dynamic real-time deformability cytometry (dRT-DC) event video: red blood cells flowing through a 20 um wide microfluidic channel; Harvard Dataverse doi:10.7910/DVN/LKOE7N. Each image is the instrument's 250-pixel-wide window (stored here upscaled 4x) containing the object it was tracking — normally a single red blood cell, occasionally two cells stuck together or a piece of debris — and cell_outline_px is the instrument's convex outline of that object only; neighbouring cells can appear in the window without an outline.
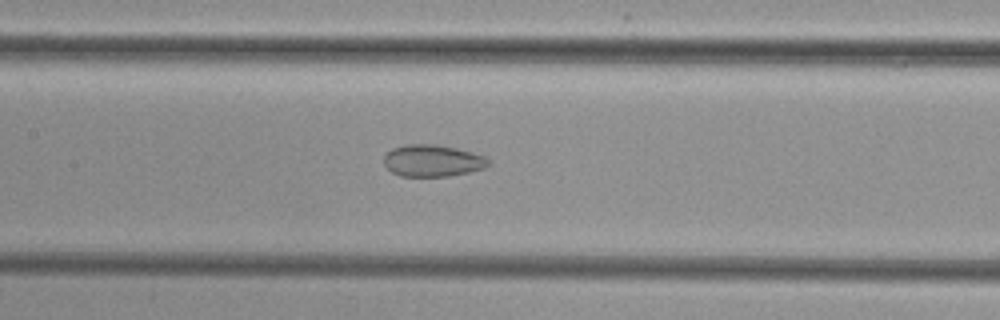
{"species": "common noctule bat (a hibernating species)", "species_latin": "Nyctalus noctula", "temperature_condition": "cold", "stored_images_in_passage": 48, "camera_frame_rate_fps": 3000, "um_per_image_px": 0.085, "animal": {"sex": "female", "body_mass_g": 29.2, "forearm_length_mm": 56.3}, "frame": {"image": 1, "passage_image": 21, "time_ms": 6.667, "image_size_px": [1000, 320], "cell_outline_px": [[492, 164], [484, 168], [468, 172], [448, 176], [400, 176], [392, 172], [384, 164], [384, 156], [392, 148], [408, 144], [436, 144], [456, 148], [484, 156]], "centroid_in_image_um": [36.76, 13.66], "position_along_channel_um": 170.6, "area_um2": 19.31}}
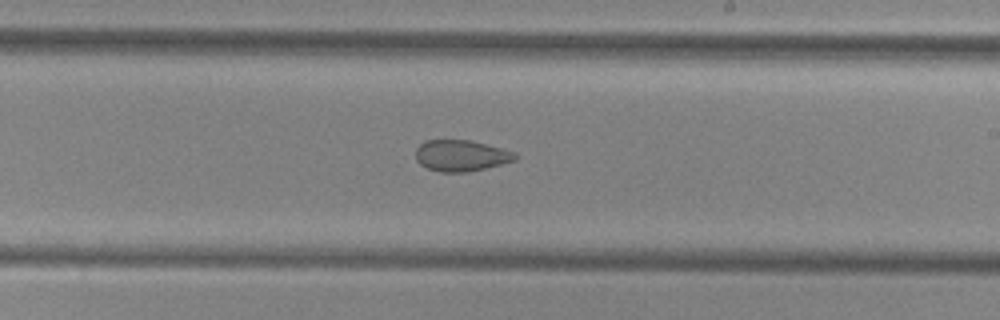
{"frame": {"image": 2, "passage_image": 27, "time_ms": 8.667, "image_size_px": [1000, 320], "cell_outline_px": [[516, 160], [468, 172], [440, 172], [428, 168], [420, 164], [416, 160], [416, 148], [424, 140], [468, 140], [516, 152]], "centroid_in_image_um": [39.15, 13.23], "position_along_channel_um": 249.8, "area_um2": 17.92}}
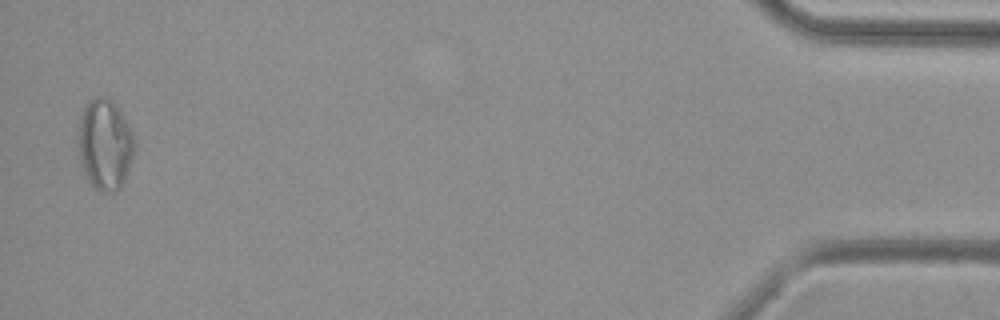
{"frame": {"image": 3, "passage_image": 47, "time_ms": 15.333, "image_size_px": [1000, 320], "cell_outline_px": [[132, 156], [124, 180], [120, 188], [116, 192], [100, 192], [92, 188], [84, 172], [80, 160], [76, 136], [80, 116], [88, 100], [96, 96], [100, 96], [112, 100], [116, 104], [124, 116], [132, 132]], "centroid_in_image_um": [8.86, 12.27], "position_along_channel_um": 426.3, "area_um2": 29.88}}